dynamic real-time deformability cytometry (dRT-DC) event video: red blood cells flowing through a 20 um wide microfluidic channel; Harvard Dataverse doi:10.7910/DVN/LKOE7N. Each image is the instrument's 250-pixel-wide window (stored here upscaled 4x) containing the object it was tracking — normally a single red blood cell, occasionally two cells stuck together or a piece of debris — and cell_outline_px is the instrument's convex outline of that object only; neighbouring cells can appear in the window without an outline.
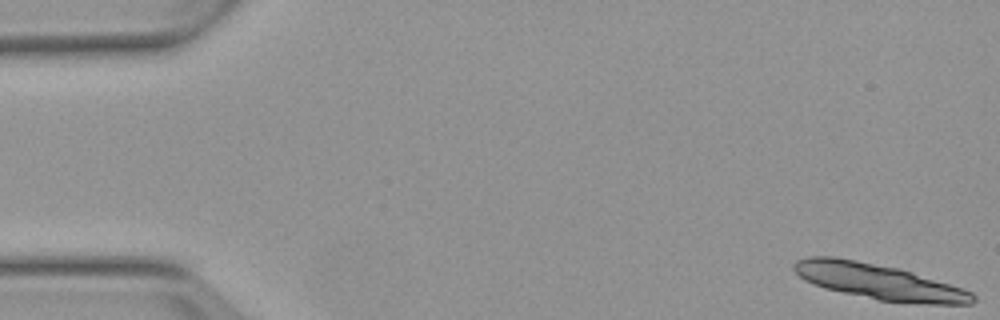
{"species": "Egyptian fruit bat (a non-hibernating species)", "species_latin": "Rousettus aegyptiacus", "temperature_condition": "warm", "stored_images_in_passage": 5, "camera_frame_rate_fps": 3000, "um_per_image_px": 0.085, "animal": {"sex": "female"}, "frame": {"image": 1, "passage_image": 1, "time_ms": 0.0, "image_size_px": [1000, 320], "cell_outline_px": [[976, 300], [972, 304], [924, 304], [876, 300], [824, 288], [812, 284], [804, 280], [792, 268], [792, 264], [796, 260], [808, 256], [836, 256], [900, 268], [972, 292], [976, 296]], "centroid_in_image_um": [74.64, 23.93], "position_along_channel_um": 10.4, "area_um2": 37.17}}